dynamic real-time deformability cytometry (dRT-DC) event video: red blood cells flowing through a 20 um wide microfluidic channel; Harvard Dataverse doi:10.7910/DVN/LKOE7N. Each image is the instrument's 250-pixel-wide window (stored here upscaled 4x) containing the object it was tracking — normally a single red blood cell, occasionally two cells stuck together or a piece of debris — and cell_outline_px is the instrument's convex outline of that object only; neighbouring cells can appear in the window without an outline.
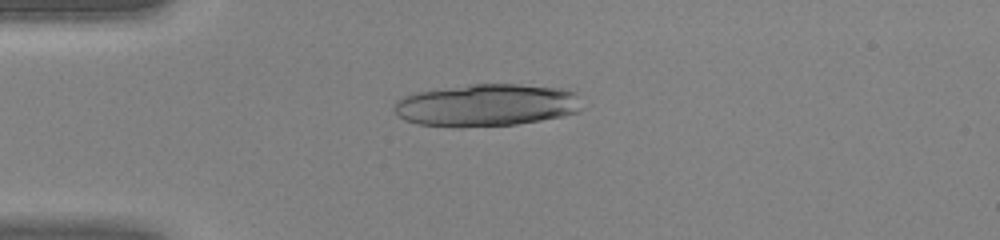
{"species": "human", "species_latin": "Homo sapiens", "temperature_condition": "warm", "stored_images_in_passage": 19, "camera_frame_rate_fps": 3000, "um_per_image_px": 0.085, "donor": {"sex": "female"}, "frame": {"image": 1, "passage_image": 11, "time_ms": 3.333, "image_size_px": [1000, 240], "cell_outline_px": [[584, 108], [580, 112], [564, 116], [516, 124], [460, 128], [416, 124], [404, 120], [392, 108], [396, 100], [404, 96], [416, 92], [468, 84], [520, 84], [564, 88], [576, 92]], "centroid_in_image_um": [41.39, 8.94], "position_along_channel_um": 43.6, "area_um2": 47.11}}
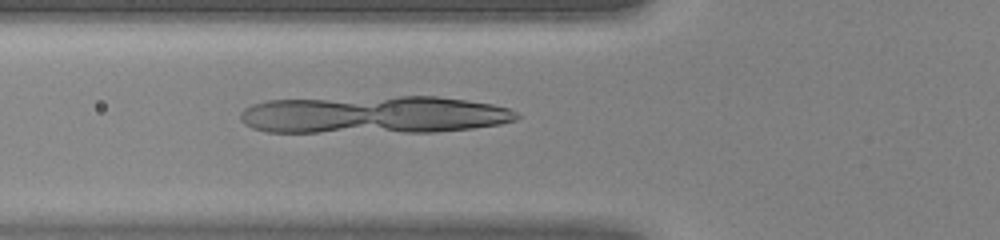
{"frame": {"image": 2, "passage_image": 16, "time_ms": 5.0, "image_size_px": [1000, 240], "cell_outline_px": [[520, 116], [516, 120], [500, 124], [472, 128], [436, 132], [268, 132], [252, 128], [244, 124], [240, 120], [240, 112], [244, 108], [252, 104], [268, 100], [400, 96], [436, 96], [468, 100], [492, 104], [508, 108], [516, 112]], "centroid_in_image_um": [31.78, 9.76], "position_along_channel_um": 94.0, "area_um2": 61.09}}